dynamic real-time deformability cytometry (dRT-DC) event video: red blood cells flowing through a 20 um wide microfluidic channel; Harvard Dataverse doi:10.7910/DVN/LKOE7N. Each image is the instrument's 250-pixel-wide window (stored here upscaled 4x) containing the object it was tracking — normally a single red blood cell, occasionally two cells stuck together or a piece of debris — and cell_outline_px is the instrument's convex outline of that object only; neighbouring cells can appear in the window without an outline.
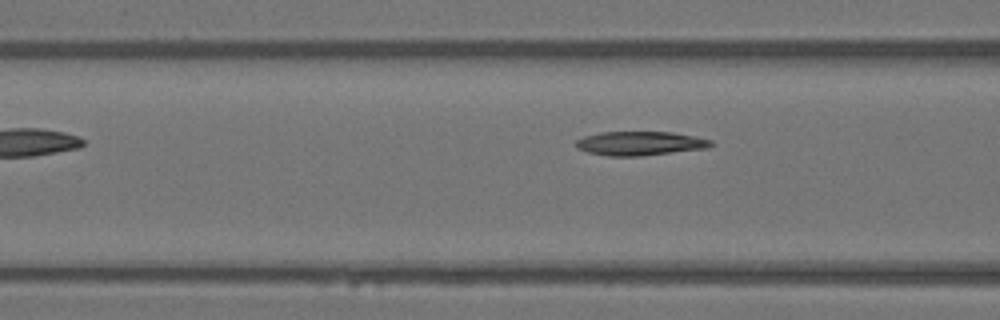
{"species": "Egyptian fruit bat (a non-hibernating species)", "species_latin": "Rousettus aegyptiacus", "temperature_condition": "warm", "stored_images_in_passage": 4, "camera_frame_rate_fps": 3000, "um_per_image_px": 0.085, "animal": {"sex": "female"}, "frame": {"image": 1, "passage_image": 4, "time_ms": 1.0, "image_size_px": [1000, 320], "cell_outline_px": [[712, 144], [708, 148], [640, 156], [608, 156], [588, 152], [576, 148], [576, 140], [584, 136], [600, 132], [672, 132], [712, 140]], "centroid_in_image_um": [54.37, 12.19], "position_along_channel_um": 112.2, "area_um2": 18.79}}